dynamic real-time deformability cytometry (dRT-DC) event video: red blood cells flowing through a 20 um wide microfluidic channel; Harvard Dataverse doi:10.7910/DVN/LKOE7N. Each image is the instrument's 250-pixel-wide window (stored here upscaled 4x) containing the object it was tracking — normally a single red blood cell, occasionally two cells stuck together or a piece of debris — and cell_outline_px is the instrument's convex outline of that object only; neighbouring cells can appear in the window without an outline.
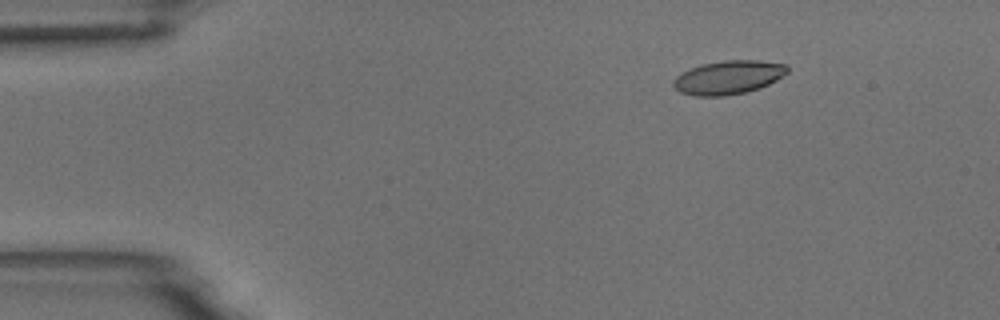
{"species": "common noctule bat (a hibernating species)", "species_latin": "Nyctalus noctula", "temperature_condition": "room temperature", "stored_images_in_passage": 50, "camera_frame_rate_fps": 3000, "um_per_image_px": 0.085, "animal": {"sex": "male", "body_mass_g": 18.8}, "frame": {"image": 1, "passage_image": 3, "time_ms": 0.667, "image_size_px": [1000, 320], "cell_outline_px": [[788, 72], [776, 80], [760, 88], [744, 92], [724, 96], [692, 96], [680, 92], [672, 84], [672, 80], [680, 72], [704, 64], [724, 60], [760, 60], [788, 64]], "centroid_in_image_um": [61.91, 6.57], "position_along_channel_um": 23.1, "area_um2": 22.43}}
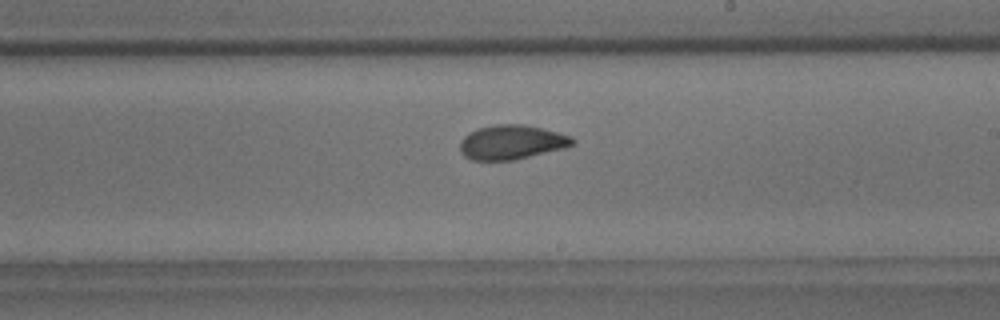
{"frame": {"image": 2, "passage_image": 27, "time_ms": 8.667, "image_size_px": [1000, 320], "cell_outline_px": [[576, 144], [564, 148], [516, 160], [472, 160], [464, 156], [460, 152], [460, 140], [468, 132], [476, 128], [496, 124], [524, 124], [572, 136], [576, 140]], "centroid_in_image_um": [43.48, 12.09], "position_along_channel_um": 245.5, "area_um2": 22.77}}
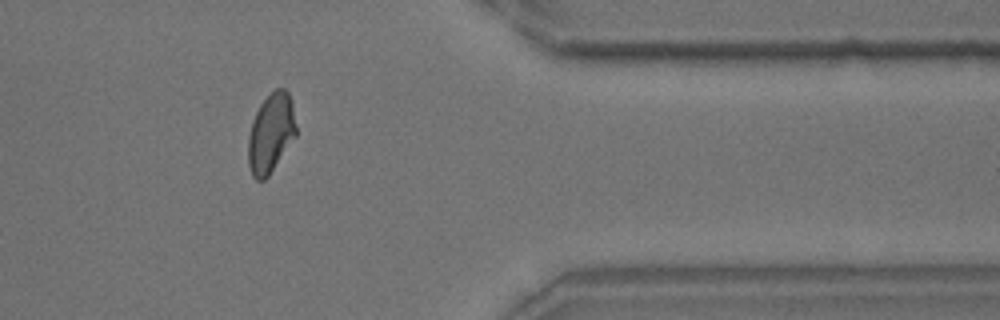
{"frame": {"image": 3, "passage_image": 40, "time_ms": 13.0, "image_size_px": [1000, 320], "cell_outline_px": [[296, 136], [268, 176], [264, 180], [256, 180], [252, 176], [248, 164], [248, 136], [252, 120], [260, 104], [276, 88], [284, 88], [288, 92], [292, 100], [296, 128]], "centroid_in_image_um": [23.02, 11.32], "position_along_channel_um": 388.4, "area_um2": 22.14}, "authors_computed_cell_mechanics": {"area_um2": 22.2241, "velocity_mm_per_s": 3.7079, "shape_relaxation_time_tau1_ms": 4.1647, "shape_relaxation_time_tau2_ms": 0.7642, "deformation_change_tau1": 0.1453, "deformation_change_tau2": 0.0562}}